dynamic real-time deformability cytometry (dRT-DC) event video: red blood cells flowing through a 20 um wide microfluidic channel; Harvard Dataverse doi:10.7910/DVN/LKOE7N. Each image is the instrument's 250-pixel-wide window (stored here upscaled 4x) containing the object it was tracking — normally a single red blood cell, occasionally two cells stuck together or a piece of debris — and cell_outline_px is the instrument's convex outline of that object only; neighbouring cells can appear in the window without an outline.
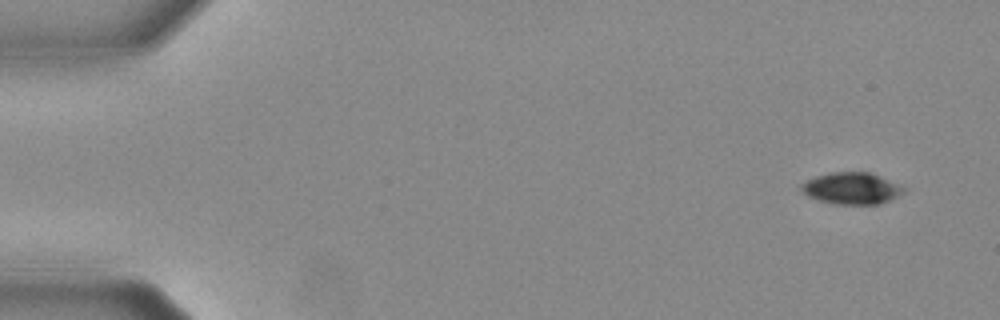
{"species": "Egyptian fruit bat (a non-hibernating species)", "species_latin": "Rousettus aegyptiacus", "temperature_condition": "warm", "stored_images_in_passage": 53, "camera_frame_rate_fps": 3000, "um_per_image_px": 0.085, "animal": {"sex": "female"}, "frame": {"image": 1, "passage_image": 1, "time_ms": 0.0, "image_size_px": [1000, 320], "cell_outline_px": [[904, 188], [896, 196], [880, 204], [832, 204], [808, 196], [800, 188], [800, 184], [816, 176], [832, 172], [868, 172], [880, 176]], "centroid_in_image_um": [72.32, 16.01], "position_along_channel_um": 12.7, "area_um2": 18.44}}
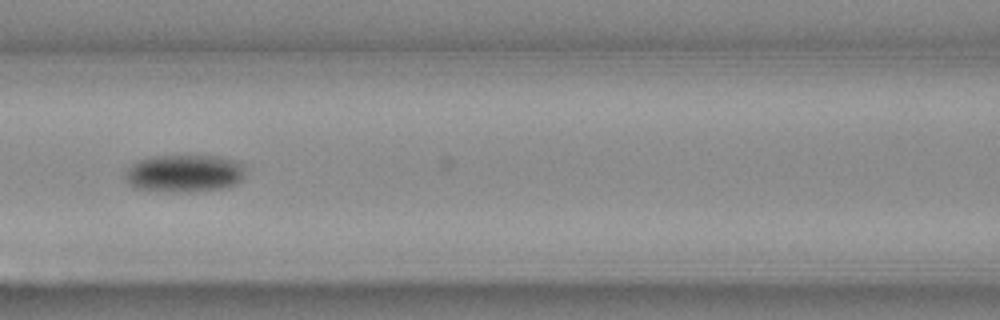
{"frame": {"image": 2, "passage_image": 23, "time_ms": 7.333, "image_size_px": [1000, 320], "cell_outline_px": [[244, 176], [236, 184], [220, 188], [140, 188], [132, 184], [124, 176], [124, 172], [132, 164], [140, 160], [156, 156], [216, 156], [232, 160], [240, 164], [244, 168]], "centroid_in_image_um": [15.69, 14.65], "position_along_channel_um": 150.9, "area_um2": 24.33}}
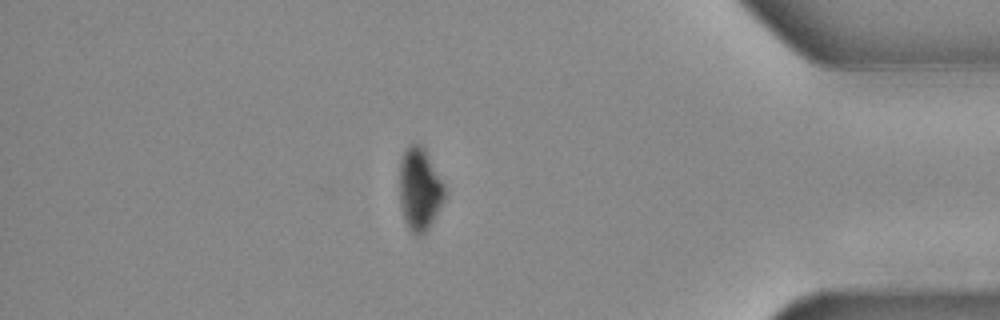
{"frame": {"image": 3, "passage_image": 46, "time_ms": 15.0, "image_size_px": [1000, 320], "cell_outline_px": [[444, 200], [436, 216], [428, 228], [420, 236], [416, 236], [412, 232], [404, 220], [400, 200], [400, 160], [404, 152], [412, 144], [420, 144], [424, 148], [444, 184]], "centroid_in_image_um": [35.67, 16.1], "position_along_channel_um": 399.5, "area_um2": 21.39}, "authors_computed_cell_mechanics": {"area_um2": 22.542, "velocity_mm_per_s": 3.6892, "shape_relaxation_time_tau1_ms": 2.2088, "shape_relaxation_time_tau2_ms": null, "deformation_change_tau1": 0.1329, "deformation_change_tau2": null}}